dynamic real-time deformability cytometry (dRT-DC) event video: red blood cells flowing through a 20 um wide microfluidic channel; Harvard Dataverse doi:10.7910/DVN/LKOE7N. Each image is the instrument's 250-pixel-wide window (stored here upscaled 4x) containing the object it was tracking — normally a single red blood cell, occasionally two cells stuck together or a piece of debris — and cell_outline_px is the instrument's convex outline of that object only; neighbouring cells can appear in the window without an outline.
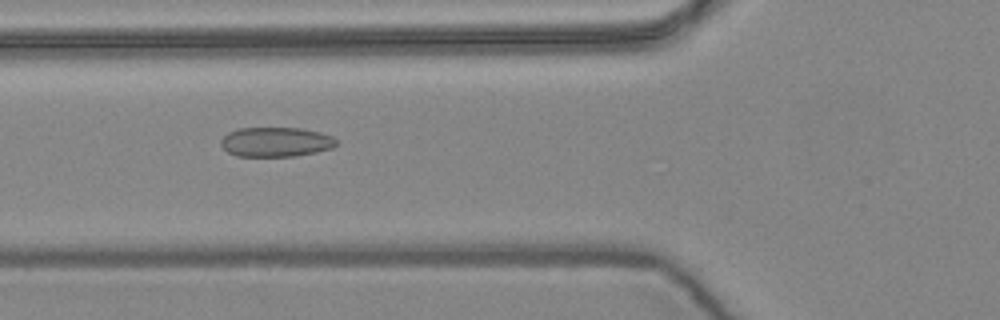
{"species": "common noctule bat (a hibernating species)", "species_latin": "Nyctalus noctula", "temperature_condition": "warm", "stored_images_in_passage": 8, "camera_frame_rate_fps": 3000, "um_per_image_px": 0.085, "animal": {"sex": "female", "body_mass_g": 24.6, "forearm_length_mm": 56.2}, "frame": {"image": 1, "passage_image": 3, "time_ms": 0.667, "image_size_px": [1000, 320], "cell_outline_px": [[336, 144], [332, 148], [316, 152], [296, 156], [236, 156], [228, 152], [220, 144], [220, 140], [228, 132], [240, 128], [300, 128], [320, 132], [332, 136], [336, 140]], "centroid_in_image_um": [23.44, 12.07], "position_along_channel_um": 102.4, "area_um2": 19.88}}
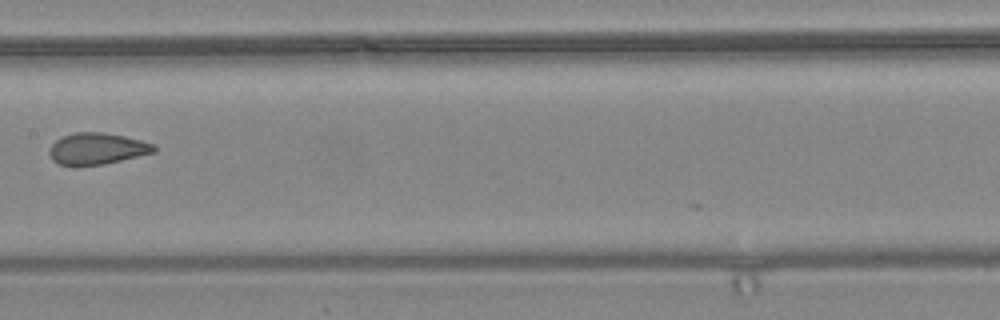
{"frame": {"image": 2, "passage_image": 5, "time_ms": 1.333, "image_size_px": [1000, 320], "cell_outline_px": [[156, 152], [104, 164], [56, 164], [52, 160], [48, 152], [52, 144], [56, 140], [64, 136], [76, 132], [100, 132], [124, 136], [156, 144]], "centroid_in_image_um": [8.27, 12.62], "position_along_channel_um": 199.1, "area_um2": 18.96}}
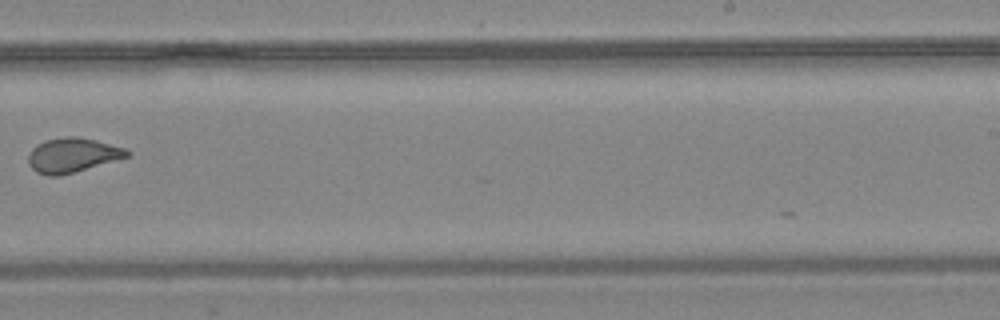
{"frame": {"image": 3, "passage_image": 7, "time_ms": 2.0, "image_size_px": [1000, 320], "cell_outline_px": [[132, 152], [128, 156], [60, 176], [48, 176], [36, 172], [28, 164], [28, 152], [36, 144], [44, 140], [68, 136], [76, 136], [96, 140], [124, 148]], "centroid_in_image_um": [6.1, 13.18], "position_along_channel_um": 282.9, "area_um2": 19.77}}